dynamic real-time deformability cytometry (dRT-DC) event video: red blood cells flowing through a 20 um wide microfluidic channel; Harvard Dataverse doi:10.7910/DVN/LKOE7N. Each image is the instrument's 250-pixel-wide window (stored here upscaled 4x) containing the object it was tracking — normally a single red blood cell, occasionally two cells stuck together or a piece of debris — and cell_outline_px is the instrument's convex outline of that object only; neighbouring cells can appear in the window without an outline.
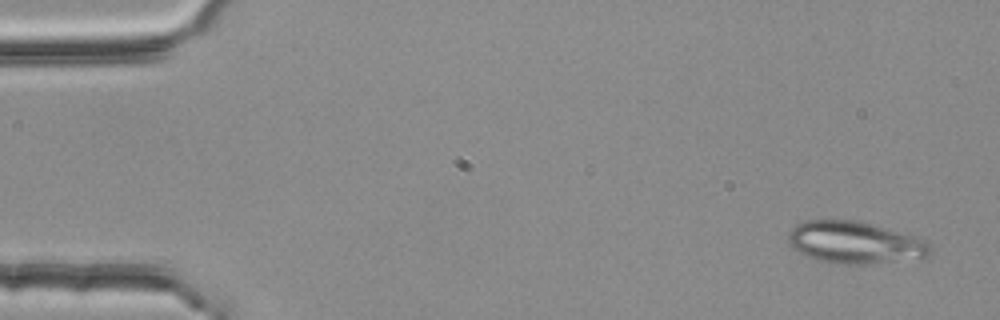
{"species": "common noctule bat (a hibernating species)", "species_latin": "Nyctalus noctula", "temperature_condition": "room temperature", "stored_images_in_passage": 3, "camera_frame_rate_fps": 3000, "um_per_image_px": 0.085, "animal": {"sex": "female", "body_mass_g": 25.1}, "frame": {"image": 1, "passage_image": 3, "time_ms": 0.667, "image_size_px": [1000, 320], "cell_outline_px": [[932, 252], [928, 256], [868, 264], [848, 264], [816, 260], [792, 248], [788, 240], [788, 232], [796, 224], [804, 220], [856, 220], [872, 224], [928, 240], [932, 248]], "centroid_in_image_um": [72.65, 20.6], "position_along_channel_um": 12.3, "area_um2": 34.62}}